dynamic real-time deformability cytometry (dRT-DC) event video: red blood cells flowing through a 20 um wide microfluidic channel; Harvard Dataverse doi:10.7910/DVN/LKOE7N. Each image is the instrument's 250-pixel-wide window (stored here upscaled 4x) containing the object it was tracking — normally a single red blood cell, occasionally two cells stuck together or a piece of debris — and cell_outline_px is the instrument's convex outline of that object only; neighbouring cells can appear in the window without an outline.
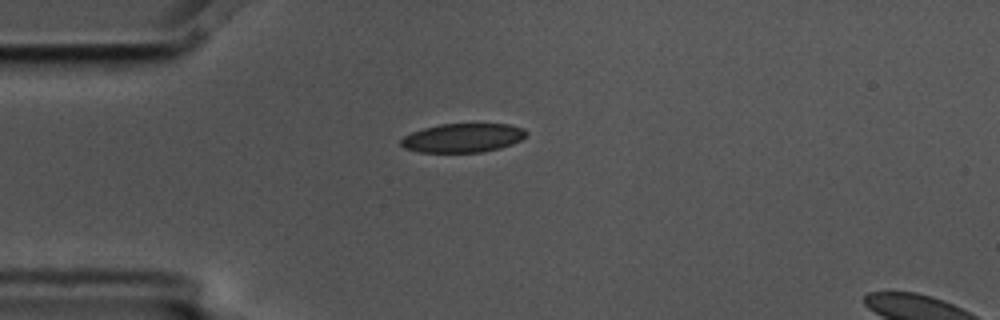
{"species": "common noctule bat (a hibernating species)", "species_latin": "Nyctalus noctula", "temperature_condition": "cold", "stored_images_in_passage": 8, "camera_frame_rate_fps": 3000, "um_per_image_px": 0.085, "animal": {"sex": "male", "body_mass_g": 17.5, "forearm_length_mm": 52.3}, "frame": {"image": 1, "passage_image": 1, "time_ms": 0.0, "image_size_px": [1000, 320], "cell_outline_px": [[528, 132], [520, 140], [512, 144], [500, 148], [480, 152], [420, 152], [404, 148], [400, 144], [400, 140], [404, 136], [412, 132], [424, 128], [440, 124], [508, 124], [524, 128]], "centroid_in_image_um": [39.33, 11.72], "position_along_channel_um": 45.7, "area_um2": 21.04}}
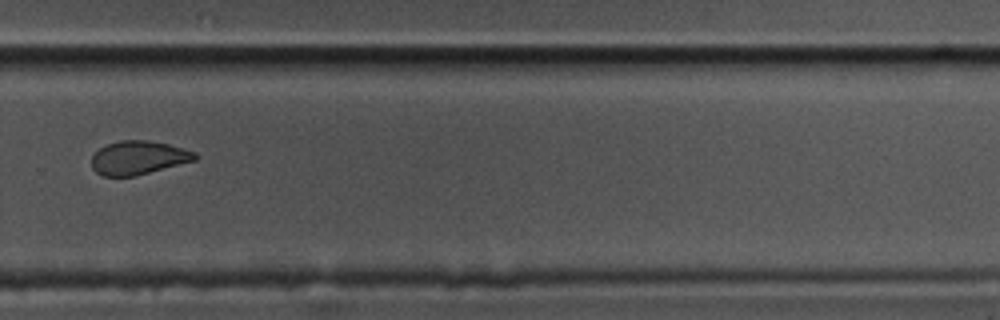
{"frame": {"image": 2, "passage_image": 8, "time_ms": 2.333, "image_size_px": [1000, 320], "cell_outline_px": [[200, 156], [196, 160], [136, 176], [104, 176], [96, 172], [92, 168], [92, 156], [100, 148], [108, 144], [120, 140], [148, 140], [168, 144], [196, 152]], "centroid_in_image_um": [11.79, 13.41], "position_along_channel_um": 318.0, "area_um2": 20.29}}